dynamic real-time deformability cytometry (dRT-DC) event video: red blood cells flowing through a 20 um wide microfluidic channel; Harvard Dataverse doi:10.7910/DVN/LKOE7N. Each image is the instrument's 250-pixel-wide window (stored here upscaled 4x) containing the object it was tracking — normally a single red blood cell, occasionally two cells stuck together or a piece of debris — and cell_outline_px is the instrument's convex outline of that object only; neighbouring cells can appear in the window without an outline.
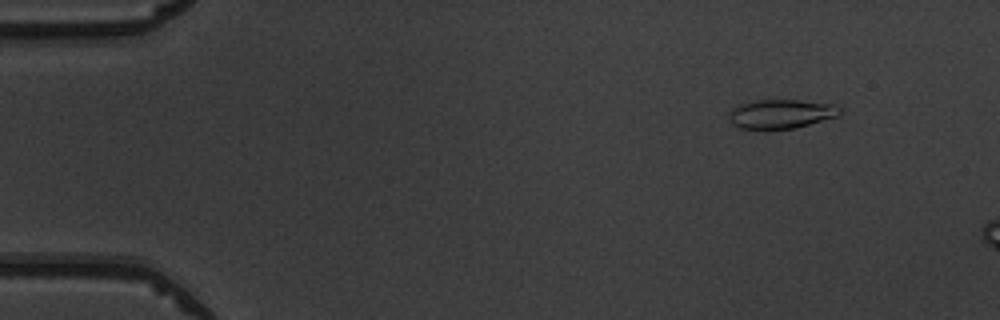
{"species": "common noctule bat (a hibernating species)", "species_latin": "Nyctalus noctula", "temperature_condition": "warm", "stored_images_in_passage": 12, "camera_frame_rate_fps": 3000, "um_per_image_px": 0.085, "animal": {"sex": "male", "body_mass_g": 19.5, "forearm_length_mm": 54.6}, "frame": {"image": 1, "passage_image": 6, "time_ms": 1.667, "image_size_px": [1000, 320], "cell_outline_px": [[844, 108], [840, 116], [796, 128], [764, 132], [740, 128], [732, 124], [728, 112], [732, 108], [740, 104], [756, 100], [800, 100], [832, 104]], "centroid_in_image_um": [66.4, 9.72], "position_along_channel_um": 18.6, "area_um2": 19.65}}